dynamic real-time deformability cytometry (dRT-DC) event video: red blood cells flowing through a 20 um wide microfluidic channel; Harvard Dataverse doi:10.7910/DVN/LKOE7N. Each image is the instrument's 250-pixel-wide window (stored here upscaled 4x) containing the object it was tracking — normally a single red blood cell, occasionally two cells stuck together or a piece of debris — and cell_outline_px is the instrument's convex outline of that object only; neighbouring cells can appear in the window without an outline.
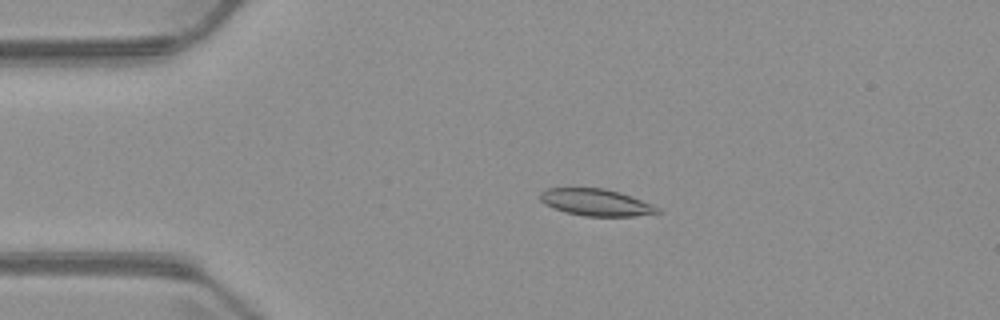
{"species": "common noctule bat (a hibernating species)", "species_latin": "Nyctalus noctula", "temperature_condition": "warm", "stored_images_in_passage": 3, "camera_frame_rate_fps": 3000, "um_per_image_px": 0.085, "animal": {"sex": "male", "body_mass_g": 23.1, "forearm_length_mm": 52.7}, "frame": {"image": 1, "passage_image": 2, "time_ms": 1.333, "image_size_px": [1000, 320], "cell_outline_px": [[660, 212], [632, 216], [584, 216], [564, 212], [544, 204], [540, 200], [540, 192], [548, 188], [604, 188], [620, 192], [652, 204], [660, 208]], "centroid_in_image_um": [50.63, 17.2], "position_along_channel_um": 34.4, "area_um2": 18.32}}